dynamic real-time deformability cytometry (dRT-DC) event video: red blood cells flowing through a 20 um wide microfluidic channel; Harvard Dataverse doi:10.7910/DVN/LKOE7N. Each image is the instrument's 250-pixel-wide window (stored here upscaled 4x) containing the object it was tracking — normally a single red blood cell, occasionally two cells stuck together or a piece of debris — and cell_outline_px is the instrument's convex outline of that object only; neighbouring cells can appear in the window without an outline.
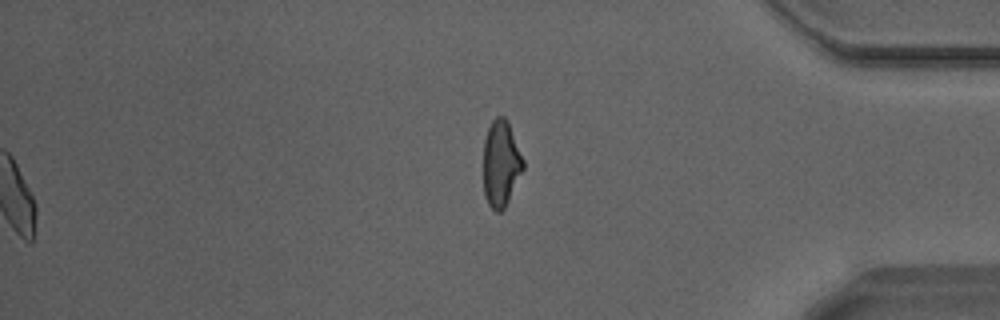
{"species": "Egyptian fruit bat (a non-hibernating species)", "species_latin": "Rousettus aegyptiacus", "temperature_condition": "warm", "stored_images_in_passage": 50, "segment_of_instrument_passage": [2, 2], "camera_frame_rate_fps": 3000, "um_per_image_px": 0.085, "animal": {"sex": "male"}, "frame": {"image": 1, "passage_image": 50, "time_ms": 16.333, "image_size_px": [1000, 320], "cell_outline_px": [[524, 168], [504, 208], [500, 212], [496, 212], [488, 204], [484, 196], [484, 140], [488, 128], [492, 120], [496, 116], [504, 116], [508, 120], [524, 160]], "centroid_in_image_um": [42.58, 13.88], "position_along_channel_um": 392.6, "area_um2": 20.0}}